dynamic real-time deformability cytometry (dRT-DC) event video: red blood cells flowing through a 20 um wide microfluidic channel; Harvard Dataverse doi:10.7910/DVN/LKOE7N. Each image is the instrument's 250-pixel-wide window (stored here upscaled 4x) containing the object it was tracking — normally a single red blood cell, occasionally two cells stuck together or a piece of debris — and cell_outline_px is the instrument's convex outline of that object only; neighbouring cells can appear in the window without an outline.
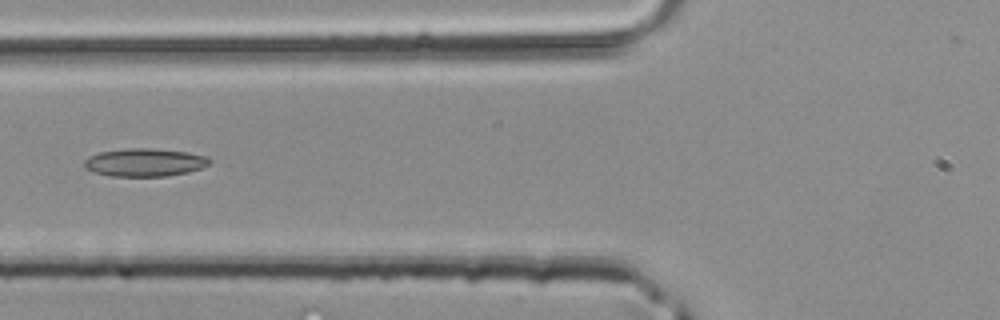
{"species": "common noctule bat (a hibernating species)", "species_latin": "Nyctalus noctula", "temperature_condition": "room temperature", "stored_images_in_passage": 30, "camera_frame_rate_fps": 3000, "um_per_image_px": 0.085, "animal": {"sex": "male", "body_mass_g": 20.4}, "frame": {"image": 1, "passage_image": 4, "time_ms": 1.0, "image_size_px": [1000, 320], "cell_outline_px": [[212, 160], [208, 164], [200, 168], [188, 172], [168, 176], [108, 176], [84, 168], [84, 160], [88, 156], [100, 152], [128, 148], [148, 148], [188, 152], [208, 156]], "centroid_in_image_um": [12.3, 13.8], "position_along_channel_um": 113.5, "area_um2": 20.46}}
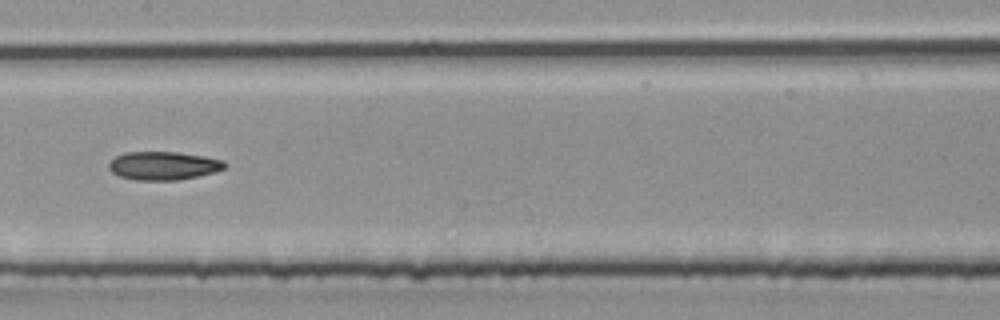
{"frame": {"image": 2, "passage_image": 9, "time_ms": 2.667, "image_size_px": [1000, 320], "cell_outline_px": [[228, 164], [224, 168], [212, 172], [196, 176], [176, 180], [136, 180], [120, 176], [112, 172], [108, 168], [108, 164], [116, 156], [124, 152], [176, 152], [204, 156], [224, 160]], "centroid_in_image_um": [13.87, 14.07], "position_along_channel_um": 193.5, "area_um2": 19.02}}
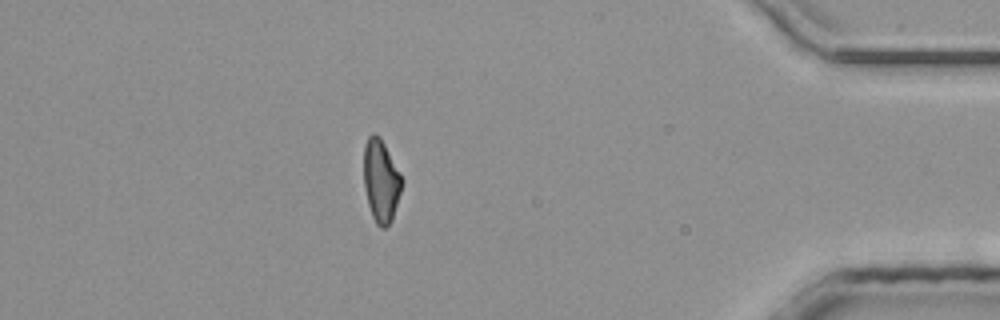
{"frame": {"image": 3, "passage_image": 25, "time_ms": 8.0, "image_size_px": [1000, 320], "cell_outline_px": [[404, 180], [392, 220], [384, 228], [380, 228], [376, 224], [372, 216], [368, 204], [364, 188], [364, 144], [368, 136], [372, 132], [380, 136], [400, 172]], "centroid_in_image_um": [32.38, 15.35], "position_along_channel_um": 402.8, "area_um2": 18.5}}